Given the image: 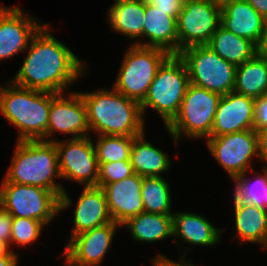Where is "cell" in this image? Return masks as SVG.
Returning a JSON list of instances; mask_svg holds the SVG:
<instances>
[{"mask_svg": "<svg viewBox=\"0 0 267 266\" xmlns=\"http://www.w3.org/2000/svg\"><path fill=\"white\" fill-rule=\"evenodd\" d=\"M44 24L32 37L26 57L10 81L23 88L51 93L68 92L76 80L85 77L87 67L74 52ZM66 90V91H65Z\"/></svg>", "mask_w": 267, "mask_h": 266, "instance_id": "cell-1", "label": "cell"}, {"mask_svg": "<svg viewBox=\"0 0 267 266\" xmlns=\"http://www.w3.org/2000/svg\"><path fill=\"white\" fill-rule=\"evenodd\" d=\"M10 166L2 182L32 185L53 191L60 198V212L70 208L71 198L61 178L58 153L54 142L42 140L17 141Z\"/></svg>", "mask_w": 267, "mask_h": 266, "instance_id": "cell-2", "label": "cell"}, {"mask_svg": "<svg viewBox=\"0 0 267 266\" xmlns=\"http://www.w3.org/2000/svg\"><path fill=\"white\" fill-rule=\"evenodd\" d=\"M90 132L97 135L138 136L145 132L141 105L124 94L106 88L80 92Z\"/></svg>", "mask_w": 267, "mask_h": 266, "instance_id": "cell-3", "label": "cell"}, {"mask_svg": "<svg viewBox=\"0 0 267 266\" xmlns=\"http://www.w3.org/2000/svg\"><path fill=\"white\" fill-rule=\"evenodd\" d=\"M50 106L51 92L19 87L10 80L1 87L0 112L18 130L16 141H46Z\"/></svg>", "mask_w": 267, "mask_h": 266, "instance_id": "cell-4", "label": "cell"}, {"mask_svg": "<svg viewBox=\"0 0 267 266\" xmlns=\"http://www.w3.org/2000/svg\"><path fill=\"white\" fill-rule=\"evenodd\" d=\"M189 84V74L183 59L178 54H170L159 66L140 104L143 117L146 118L147 108H152L166 128L177 116Z\"/></svg>", "mask_w": 267, "mask_h": 266, "instance_id": "cell-5", "label": "cell"}, {"mask_svg": "<svg viewBox=\"0 0 267 266\" xmlns=\"http://www.w3.org/2000/svg\"><path fill=\"white\" fill-rule=\"evenodd\" d=\"M220 98L218 93L189 84L177 116L166 127L175 145L183 135L193 140L210 136Z\"/></svg>", "mask_w": 267, "mask_h": 266, "instance_id": "cell-6", "label": "cell"}, {"mask_svg": "<svg viewBox=\"0 0 267 266\" xmlns=\"http://www.w3.org/2000/svg\"><path fill=\"white\" fill-rule=\"evenodd\" d=\"M169 55L161 48L130 44L122 57L113 88L141 104L159 66Z\"/></svg>", "mask_w": 267, "mask_h": 266, "instance_id": "cell-7", "label": "cell"}, {"mask_svg": "<svg viewBox=\"0 0 267 266\" xmlns=\"http://www.w3.org/2000/svg\"><path fill=\"white\" fill-rule=\"evenodd\" d=\"M178 55L186 64L190 84L221 96L233 91L237 66L221 58L207 45L187 47Z\"/></svg>", "mask_w": 267, "mask_h": 266, "instance_id": "cell-8", "label": "cell"}, {"mask_svg": "<svg viewBox=\"0 0 267 266\" xmlns=\"http://www.w3.org/2000/svg\"><path fill=\"white\" fill-rule=\"evenodd\" d=\"M0 206L12 217L36 219L47 226L60 213V198L38 186L1 182Z\"/></svg>", "mask_w": 267, "mask_h": 266, "instance_id": "cell-9", "label": "cell"}, {"mask_svg": "<svg viewBox=\"0 0 267 266\" xmlns=\"http://www.w3.org/2000/svg\"><path fill=\"white\" fill-rule=\"evenodd\" d=\"M222 7L211 0H184L177 19L178 54L194 45H207L221 23Z\"/></svg>", "mask_w": 267, "mask_h": 266, "instance_id": "cell-10", "label": "cell"}, {"mask_svg": "<svg viewBox=\"0 0 267 266\" xmlns=\"http://www.w3.org/2000/svg\"><path fill=\"white\" fill-rule=\"evenodd\" d=\"M206 146L232 180L249 170L258 173L251 162L258 157L257 135L253 129L208 137Z\"/></svg>", "mask_w": 267, "mask_h": 266, "instance_id": "cell-11", "label": "cell"}, {"mask_svg": "<svg viewBox=\"0 0 267 266\" xmlns=\"http://www.w3.org/2000/svg\"><path fill=\"white\" fill-rule=\"evenodd\" d=\"M61 179L97 187L99 164L91 136L55 142Z\"/></svg>", "mask_w": 267, "mask_h": 266, "instance_id": "cell-12", "label": "cell"}, {"mask_svg": "<svg viewBox=\"0 0 267 266\" xmlns=\"http://www.w3.org/2000/svg\"><path fill=\"white\" fill-rule=\"evenodd\" d=\"M67 94L51 93L46 142H55L56 132L69 134L70 139L91 136L82 95L78 91Z\"/></svg>", "mask_w": 267, "mask_h": 266, "instance_id": "cell-13", "label": "cell"}, {"mask_svg": "<svg viewBox=\"0 0 267 266\" xmlns=\"http://www.w3.org/2000/svg\"><path fill=\"white\" fill-rule=\"evenodd\" d=\"M38 20L19 5H0V62L25 53L32 37L44 25Z\"/></svg>", "mask_w": 267, "mask_h": 266, "instance_id": "cell-14", "label": "cell"}, {"mask_svg": "<svg viewBox=\"0 0 267 266\" xmlns=\"http://www.w3.org/2000/svg\"><path fill=\"white\" fill-rule=\"evenodd\" d=\"M119 227L111 221L72 237L61 253L63 258L73 266H101Z\"/></svg>", "mask_w": 267, "mask_h": 266, "instance_id": "cell-15", "label": "cell"}, {"mask_svg": "<svg viewBox=\"0 0 267 266\" xmlns=\"http://www.w3.org/2000/svg\"><path fill=\"white\" fill-rule=\"evenodd\" d=\"M254 101V98L234 91L221 96L209 137L253 129Z\"/></svg>", "mask_w": 267, "mask_h": 266, "instance_id": "cell-16", "label": "cell"}, {"mask_svg": "<svg viewBox=\"0 0 267 266\" xmlns=\"http://www.w3.org/2000/svg\"><path fill=\"white\" fill-rule=\"evenodd\" d=\"M141 188L142 177L136 173L102 187L114 222L122 225L130 217L144 212Z\"/></svg>", "mask_w": 267, "mask_h": 266, "instance_id": "cell-17", "label": "cell"}, {"mask_svg": "<svg viewBox=\"0 0 267 266\" xmlns=\"http://www.w3.org/2000/svg\"><path fill=\"white\" fill-rule=\"evenodd\" d=\"M74 210V226L70 239L113 221L108 210L105 192L99 187H83Z\"/></svg>", "mask_w": 267, "mask_h": 266, "instance_id": "cell-18", "label": "cell"}, {"mask_svg": "<svg viewBox=\"0 0 267 266\" xmlns=\"http://www.w3.org/2000/svg\"><path fill=\"white\" fill-rule=\"evenodd\" d=\"M265 19L244 0H232L222 6L220 25L231 33L245 37L259 46Z\"/></svg>", "mask_w": 267, "mask_h": 266, "instance_id": "cell-19", "label": "cell"}, {"mask_svg": "<svg viewBox=\"0 0 267 266\" xmlns=\"http://www.w3.org/2000/svg\"><path fill=\"white\" fill-rule=\"evenodd\" d=\"M173 216V237L174 243L180 246V242H185L191 247L194 246H214L220 243L222 229L216 228L208 219L197 213L175 211Z\"/></svg>", "mask_w": 267, "mask_h": 266, "instance_id": "cell-20", "label": "cell"}, {"mask_svg": "<svg viewBox=\"0 0 267 266\" xmlns=\"http://www.w3.org/2000/svg\"><path fill=\"white\" fill-rule=\"evenodd\" d=\"M143 40L144 47H157L169 54H178L177 19L146 3Z\"/></svg>", "mask_w": 267, "mask_h": 266, "instance_id": "cell-21", "label": "cell"}, {"mask_svg": "<svg viewBox=\"0 0 267 266\" xmlns=\"http://www.w3.org/2000/svg\"><path fill=\"white\" fill-rule=\"evenodd\" d=\"M145 9V0H115L107 12L110 29L142 46Z\"/></svg>", "mask_w": 267, "mask_h": 266, "instance_id": "cell-22", "label": "cell"}, {"mask_svg": "<svg viewBox=\"0 0 267 266\" xmlns=\"http://www.w3.org/2000/svg\"><path fill=\"white\" fill-rule=\"evenodd\" d=\"M235 236L241 243L264 246L267 237V210L239 201L234 195Z\"/></svg>", "mask_w": 267, "mask_h": 266, "instance_id": "cell-23", "label": "cell"}, {"mask_svg": "<svg viewBox=\"0 0 267 266\" xmlns=\"http://www.w3.org/2000/svg\"><path fill=\"white\" fill-rule=\"evenodd\" d=\"M171 158L162 149L146 140L145 132L134 138L130 152V163L141 177H161L171 168Z\"/></svg>", "mask_w": 267, "mask_h": 266, "instance_id": "cell-24", "label": "cell"}, {"mask_svg": "<svg viewBox=\"0 0 267 266\" xmlns=\"http://www.w3.org/2000/svg\"><path fill=\"white\" fill-rule=\"evenodd\" d=\"M121 226L130 231L135 242L154 243L173 236V216L142 212Z\"/></svg>", "mask_w": 267, "mask_h": 266, "instance_id": "cell-25", "label": "cell"}, {"mask_svg": "<svg viewBox=\"0 0 267 266\" xmlns=\"http://www.w3.org/2000/svg\"><path fill=\"white\" fill-rule=\"evenodd\" d=\"M207 46L227 62L238 66L258 53V46L251 40L235 35L221 25L212 35Z\"/></svg>", "mask_w": 267, "mask_h": 266, "instance_id": "cell-26", "label": "cell"}, {"mask_svg": "<svg viewBox=\"0 0 267 266\" xmlns=\"http://www.w3.org/2000/svg\"><path fill=\"white\" fill-rule=\"evenodd\" d=\"M233 91L254 99L267 94V55L257 53L236 67Z\"/></svg>", "mask_w": 267, "mask_h": 266, "instance_id": "cell-27", "label": "cell"}, {"mask_svg": "<svg viewBox=\"0 0 267 266\" xmlns=\"http://www.w3.org/2000/svg\"><path fill=\"white\" fill-rule=\"evenodd\" d=\"M170 190V185L163 176L142 177L141 196L143 199L144 212L173 215L174 212H171L173 200Z\"/></svg>", "mask_w": 267, "mask_h": 266, "instance_id": "cell-28", "label": "cell"}, {"mask_svg": "<svg viewBox=\"0 0 267 266\" xmlns=\"http://www.w3.org/2000/svg\"><path fill=\"white\" fill-rule=\"evenodd\" d=\"M237 176L234 182V196L242 202L267 210V168L263 167L253 181L246 176Z\"/></svg>", "mask_w": 267, "mask_h": 266, "instance_id": "cell-29", "label": "cell"}, {"mask_svg": "<svg viewBox=\"0 0 267 266\" xmlns=\"http://www.w3.org/2000/svg\"><path fill=\"white\" fill-rule=\"evenodd\" d=\"M93 142L98 163L118 162L130 159L136 136L97 135Z\"/></svg>", "mask_w": 267, "mask_h": 266, "instance_id": "cell-30", "label": "cell"}, {"mask_svg": "<svg viewBox=\"0 0 267 266\" xmlns=\"http://www.w3.org/2000/svg\"><path fill=\"white\" fill-rule=\"evenodd\" d=\"M46 227L42 222L36 219L13 217L11 228V246L18 245L26 247L35 243L42 233V228Z\"/></svg>", "mask_w": 267, "mask_h": 266, "instance_id": "cell-31", "label": "cell"}, {"mask_svg": "<svg viewBox=\"0 0 267 266\" xmlns=\"http://www.w3.org/2000/svg\"><path fill=\"white\" fill-rule=\"evenodd\" d=\"M99 164V176L97 181V187L102 188L106 184H110L116 181L123 180L135 174L133 167L129 160L98 163Z\"/></svg>", "mask_w": 267, "mask_h": 266, "instance_id": "cell-32", "label": "cell"}, {"mask_svg": "<svg viewBox=\"0 0 267 266\" xmlns=\"http://www.w3.org/2000/svg\"><path fill=\"white\" fill-rule=\"evenodd\" d=\"M263 129H267V94L254 101L253 130L257 132Z\"/></svg>", "mask_w": 267, "mask_h": 266, "instance_id": "cell-33", "label": "cell"}, {"mask_svg": "<svg viewBox=\"0 0 267 266\" xmlns=\"http://www.w3.org/2000/svg\"><path fill=\"white\" fill-rule=\"evenodd\" d=\"M145 2L155 5L158 9L165 11L167 15L178 19L184 0H145Z\"/></svg>", "mask_w": 267, "mask_h": 266, "instance_id": "cell-34", "label": "cell"}, {"mask_svg": "<svg viewBox=\"0 0 267 266\" xmlns=\"http://www.w3.org/2000/svg\"><path fill=\"white\" fill-rule=\"evenodd\" d=\"M180 250V247H178V252L180 255L179 261L176 262L175 260L173 261L162 254H158L152 259V266H195L191 263L192 259H185V256L187 255L186 252L188 251H184L181 255L182 252Z\"/></svg>", "mask_w": 267, "mask_h": 266, "instance_id": "cell-35", "label": "cell"}, {"mask_svg": "<svg viewBox=\"0 0 267 266\" xmlns=\"http://www.w3.org/2000/svg\"><path fill=\"white\" fill-rule=\"evenodd\" d=\"M13 217L0 206V240L6 242L11 248V228Z\"/></svg>", "mask_w": 267, "mask_h": 266, "instance_id": "cell-36", "label": "cell"}, {"mask_svg": "<svg viewBox=\"0 0 267 266\" xmlns=\"http://www.w3.org/2000/svg\"><path fill=\"white\" fill-rule=\"evenodd\" d=\"M258 145V160L267 168V129L256 132Z\"/></svg>", "mask_w": 267, "mask_h": 266, "instance_id": "cell-37", "label": "cell"}, {"mask_svg": "<svg viewBox=\"0 0 267 266\" xmlns=\"http://www.w3.org/2000/svg\"><path fill=\"white\" fill-rule=\"evenodd\" d=\"M244 1H247L264 19H267V0Z\"/></svg>", "mask_w": 267, "mask_h": 266, "instance_id": "cell-38", "label": "cell"}, {"mask_svg": "<svg viewBox=\"0 0 267 266\" xmlns=\"http://www.w3.org/2000/svg\"><path fill=\"white\" fill-rule=\"evenodd\" d=\"M258 53L267 55V19H265L263 36L258 46Z\"/></svg>", "mask_w": 267, "mask_h": 266, "instance_id": "cell-39", "label": "cell"}, {"mask_svg": "<svg viewBox=\"0 0 267 266\" xmlns=\"http://www.w3.org/2000/svg\"><path fill=\"white\" fill-rule=\"evenodd\" d=\"M19 256H0V266H18Z\"/></svg>", "mask_w": 267, "mask_h": 266, "instance_id": "cell-40", "label": "cell"}, {"mask_svg": "<svg viewBox=\"0 0 267 266\" xmlns=\"http://www.w3.org/2000/svg\"><path fill=\"white\" fill-rule=\"evenodd\" d=\"M0 256H18L13 250L10 249V246L0 240Z\"/></svg>", "mask_w": 267, "mask_h": 266, "instance_id": "cell-41", "label": "cell"}, {"mask_svg": "<svg viewBox=\"0 0 267 266\" xmlns=\"http://www.w3.org/2000/svg\"><path fill=\"white\" fill-rule=\"evenodd\" d=\"M214 4H217L219 6H223L225 3L230 2L232 0H211Z\"/></svg>", "mask_w": 267, "mask_h": 266, "instance_id": "cell-42", "label": "cell"}, {"mask_svg": "<svg viewBox=\"0 0 267 266\" xmlns=\"http://www.w3.org/2000/svg\"><path fill=\"white\" fill-rule=\"evenodd\" d=\"M263 250H267V237H266V240H265V243H264V246L262 247Z\"/></svg>", "mask_w": 267, "mask_h": 266, "instance_id": "cell-43", "label": "cell"}, {"mask_svg": "<svg viewBox=\"0 0 267 266\" xmlns=\"http://www.w3.org/2000/svg\"><path fill=\"white\" fill-rule=\"evenodd\" d=\"M65 263H66V265H64V266H73V265L69 264L67 261Z\"/></svg>", "mask_w": 267, "mask_h": 266, "instance_id": "cell-44", "label": "cell"}]
</instances>
